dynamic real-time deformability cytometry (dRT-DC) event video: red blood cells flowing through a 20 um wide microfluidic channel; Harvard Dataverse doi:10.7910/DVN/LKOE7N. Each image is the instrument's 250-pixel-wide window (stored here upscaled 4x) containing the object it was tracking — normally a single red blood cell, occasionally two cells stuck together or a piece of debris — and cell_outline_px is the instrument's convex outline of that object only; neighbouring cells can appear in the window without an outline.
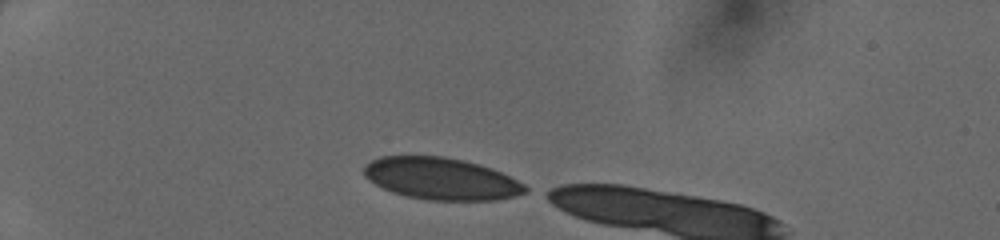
{"species": "human", "species_latin": "Homo sapiens", "temperature_condition": "cold", "stored_images_in_passage": 31, "camera_frame_rate_fps": 3000, "um_per_image_px": 0.085, "donor": {"sex": "female"}, "frame": {"image": 1, "passage_image": 1, "time_ms": 0.0, "image_size_px": [1000, 240], "cell_outline_px": [[528, 192], [496, 200], [428, 200], [408, 196], [392, 192], [368, 180], [364, 176], [364, 164], [380, 156], [444, 156], [464, 160], [480, 164], [492, 168], [524, 184], [528, 188]], "centroid_in_image_um": [37.49, 15.18], "position_along_channel_um": 47.5, "area_um2": 39.36}}
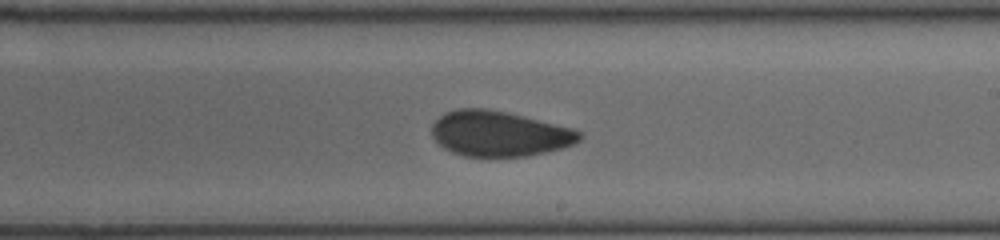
{"frame": {"image": 2, "passage_image": 18, "time_ms": 5.667, "image_size_px": [1000, 240], "cell_outline_px": [[584, 136], [580, 140], [572, 144], [560, 148], [528, 156], [464, 156], [452, 152], [444, 148], [432, 136], [432, 124], [444, 112], [456, 108], [488, 108], [508, 112], [572, 128], [580, 132]], "centroid_in_image_um": [42.41, 11.34], "position_along_channel_um": 246.6, "area_um2": 38.96}}
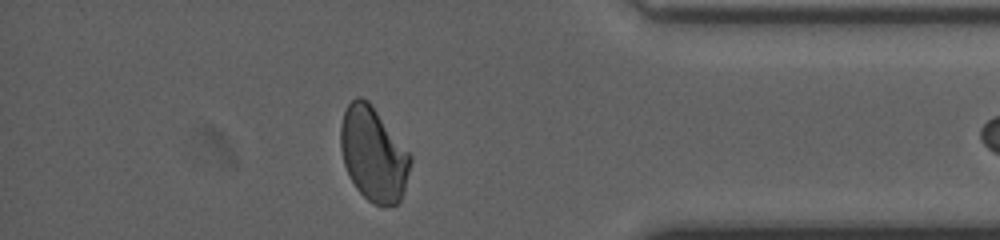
{"frame": {"image": 3, "passage_image": 30, "time_ms": 9.667, "image_size_px": [1000, 240], "cell_outline_px": [[412, 160], [404, 192], [400, 200], [396, 204], [376, 204], [368, 200], [356, 188], [344, 164], [340, 148], [340, 124], [344, 112], [348, 104], [356, 96], [360, 96], [368, 100], [412, 156]], "centroid_in_image_um": [31.73, 13.08], "position_along_channel_um": 403.5, "area_um2": 37.97}}